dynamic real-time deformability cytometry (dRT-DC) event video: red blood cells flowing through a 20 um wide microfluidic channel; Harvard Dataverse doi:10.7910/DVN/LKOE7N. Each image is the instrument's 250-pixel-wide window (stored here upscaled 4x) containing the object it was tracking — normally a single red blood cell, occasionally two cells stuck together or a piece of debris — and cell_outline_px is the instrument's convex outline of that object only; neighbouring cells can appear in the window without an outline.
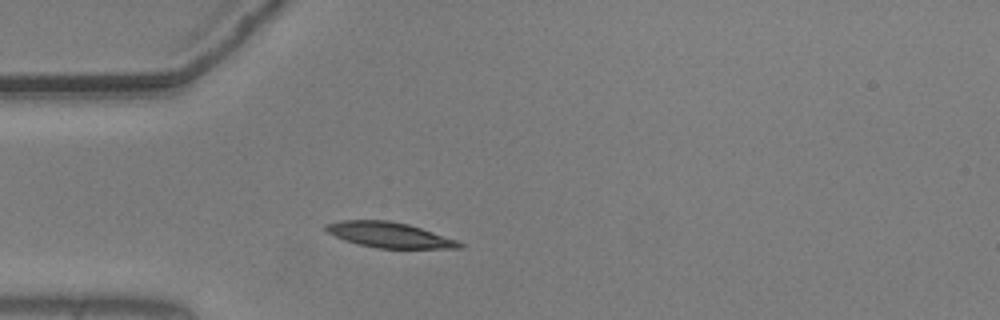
{"species": "common noctule bat (a hibernating species)", "species_latin": "Nyctalus noctula", "temperature_condition": "warm", "stored_images_in_passage": 41, "camera_frame_rate_fps": 3000, "um_per_image_px": 0.085, "animal": {"sex": "male", "body_mass_g": 20.5, "forearm_length_mm": 52.5}, "frame": {"image": 1, "passage_image": 1, "time_ms": 0.0, "image_size_px": [1000, 320], "cell_outline_px": [[464, 244], [460, 248], [376, 248], [344, 240], [328, 232], [324, 228], [324, 224], [340, 220], [388, 220], [408, 224], [456, 240]], "centroid_in_image_um": [33.04, 19.96], "position_along_channel_um": 52.0, "area_um2": 19.48}}
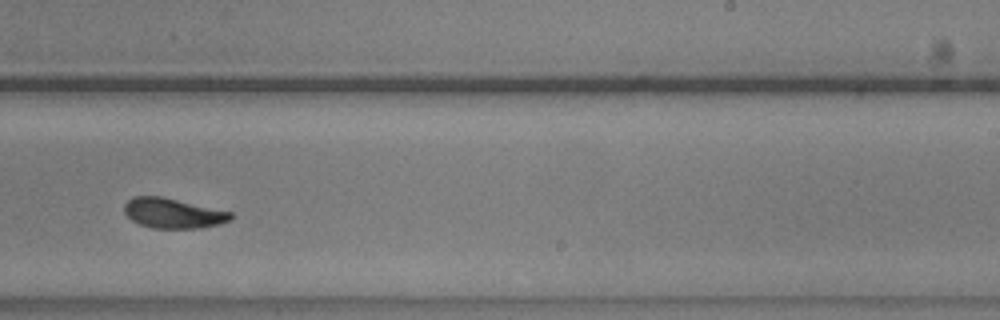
{"frame": {"image": 2, "passage_image": 20, "time_ms": 6.333, "image_size_px": [1000, 320], "cell_outline_px": [[232, 216], [228, 220], [220, 224], [200, 228], [152, 228], [140, 224], [132, 220], [124, 212], [124, 204], [132, 196], [160, 196], [232, 212]], "centroid_in_image_um": [14.67, 18.12], "position_along_channel_um": 274.3, "area_um2": 18.44}}
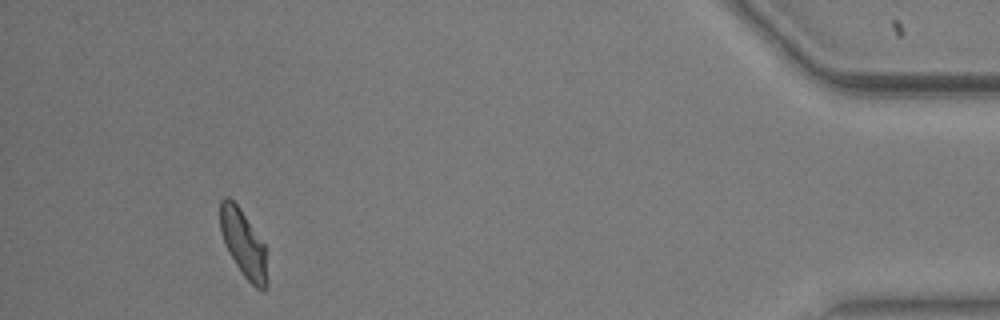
{"frame": {"image": 3, "passage_image": 37, "time_ms": 12.0, "image_size_px": [1000, 320], "cell_outline_px": [[268, 284], [264, 288], [256, 288], [244, 276], [228, 252], [220, 228], [220, 200], [224, 196], [228, 196], [240, 208], [264, 244]], "centroid_in_image_um": [20.68, 20.68], "position_along_channel_um": 414.5, "area_um2": 18.03}, "authors_computed_cell_mechanics": {"area_um2": 18.9006, "velocity_mm_per_s": 3.6423, "shape_relaxation_time_tau1_ms": 3.1916, "shape_relaxation_time_tau2_ms": 1.8429, "deformation_change_tau1": 0.1107, "deformation_change_tau2": 0.07}}